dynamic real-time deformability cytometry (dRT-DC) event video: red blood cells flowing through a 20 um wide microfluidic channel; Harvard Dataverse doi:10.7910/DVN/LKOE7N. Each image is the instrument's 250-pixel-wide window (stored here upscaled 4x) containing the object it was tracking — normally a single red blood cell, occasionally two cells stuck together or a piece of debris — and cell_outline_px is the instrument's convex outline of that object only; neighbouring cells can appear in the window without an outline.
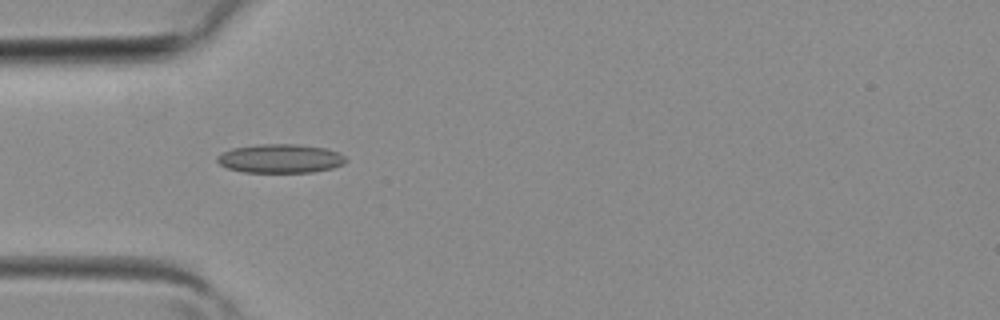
{"species": "common noctule bat (a hibernating species)", "species_latin": "Nyctalus noctula", "temperature_condition": "room temperature", "stored_images_in_passage": 3, "camera_frame_rate_fps": 3000, "um_per_image_px": 0.085, "animal": {"sex": "female", "body_mass_g": 19.3, "forearm_length_mm": 54.1}, "frame": {"image": 1, "passage_image": 2, "time_ms": 0.333, "image_size_px": [1000, 320], "cell_outline_px": [[348, 160], [344, 164], [332, 168], [312, 172], [244, 172], [228, 168], [220, 164], [216, 160], [216, 156], [220, 152], [232, 148], [260, 144], [296, 144], [324, 148], [340, 152]], "centroid_in_image_um": [23.82, 13.47], "position_along_channel_um": 61.2, "area_um2": 21.73}}
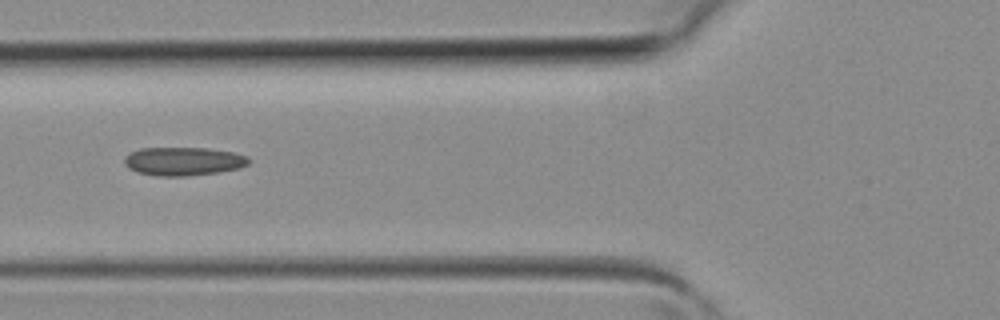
{"frame": {"image": 2, "passage_image": 3, "time_ms": 0.667, "image_size_px": [1000, 320], "cell_outline_px": [[252, 160], [248, 164], [240, 168], [220, 172], [188, 176], [156, 176], [136, 172], [128, 168], [124, 164], [124, 156], [140, 148], [204, 148], [232, 152], [248, 156]], "centroid_in_image_um": [15.59, 13.72], "position_along_channel_um": 110.2, "area_um2": 20.81}}